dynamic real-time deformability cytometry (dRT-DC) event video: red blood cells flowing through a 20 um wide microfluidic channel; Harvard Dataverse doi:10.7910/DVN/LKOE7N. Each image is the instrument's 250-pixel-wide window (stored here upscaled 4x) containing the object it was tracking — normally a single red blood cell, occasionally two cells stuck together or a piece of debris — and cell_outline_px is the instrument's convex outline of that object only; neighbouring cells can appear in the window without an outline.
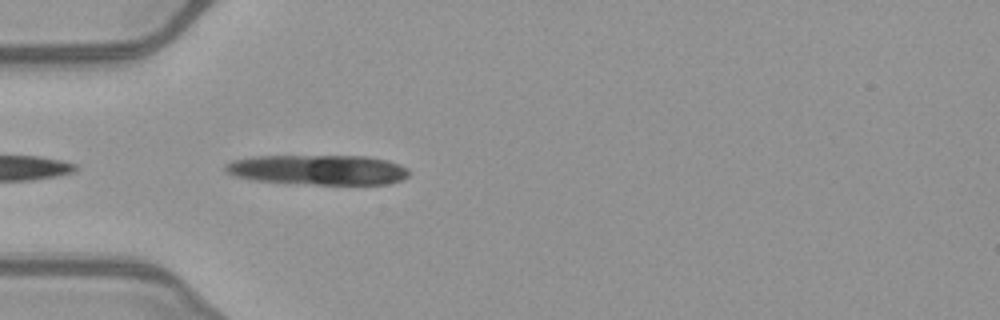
{"species": "common noctule bat (a hibernating species)", "species_latin": "Nyctalus noctula", "temperature_condition": "warm", "stored_images_in_passage": 31, "camera_frame_rate_fps": 3000, "um_per_image_px": 0.085, "animal": {"sex": "female", "body_mass_g": 21.9}, "frame": {"image": 1, "passage_image": 1, "time_ms": 0.0, "image_size_px": [1000, 320], "cell_outline_px": [[408, 176], [400, 180], [388, 184], [316, 184], [256, 180], [236, 176], [224, 172], [224, 164], [232, 160], [252, 156], [368, 156], [388, 160], [400, 164], [408, 168]], "centroid_in_image_um": [27.04, 14.42], "position_along_channel_um": 58.0, "area_um2": 32.08}}